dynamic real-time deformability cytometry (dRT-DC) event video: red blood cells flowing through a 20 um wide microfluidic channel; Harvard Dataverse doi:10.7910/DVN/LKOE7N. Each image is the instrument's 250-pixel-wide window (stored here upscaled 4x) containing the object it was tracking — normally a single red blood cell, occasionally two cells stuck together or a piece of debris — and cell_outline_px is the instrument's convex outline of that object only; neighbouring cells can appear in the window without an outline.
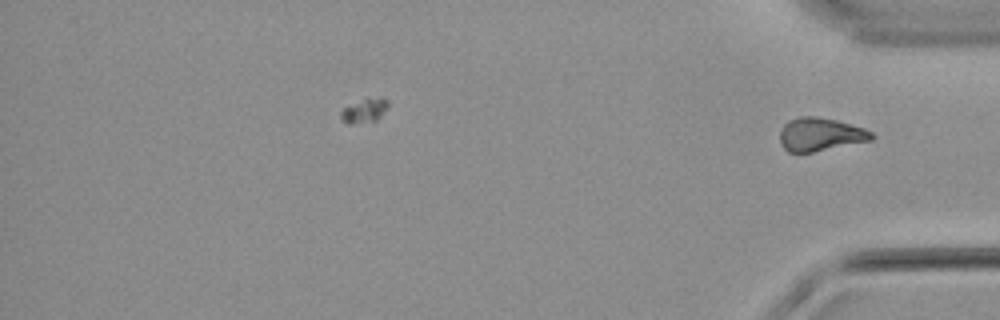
{"species": "common noctule bat (a hibernating species)", "species_latin": "Nyctalus noctula", "temperature_condition": "warm", "stored_images_in_passage": 41, "camera_frame_rate_fps": 3000, "um_per_image_px": 0.085, "animal": {"sex": "male", "body_mass_g": 21.5, "forearm_length_mm": 52.0}, "frame": {"image": 1, "passage_image": 41, "time_ms": 13.333, "image_size_px": [1000, 320], "cell_outline_px": [[876, 136], [872, 140], [812, 152], [788, 152], [780, 144], [780, 132], [784, 124], [788, 120], [800, 116], [816, 116], [836, 120], [864, 128], [872, 132]], "centroid_in_image_um": [69.72, 11.42], "position_along_channel_um": 365.5, "area_um2": 17.8}}